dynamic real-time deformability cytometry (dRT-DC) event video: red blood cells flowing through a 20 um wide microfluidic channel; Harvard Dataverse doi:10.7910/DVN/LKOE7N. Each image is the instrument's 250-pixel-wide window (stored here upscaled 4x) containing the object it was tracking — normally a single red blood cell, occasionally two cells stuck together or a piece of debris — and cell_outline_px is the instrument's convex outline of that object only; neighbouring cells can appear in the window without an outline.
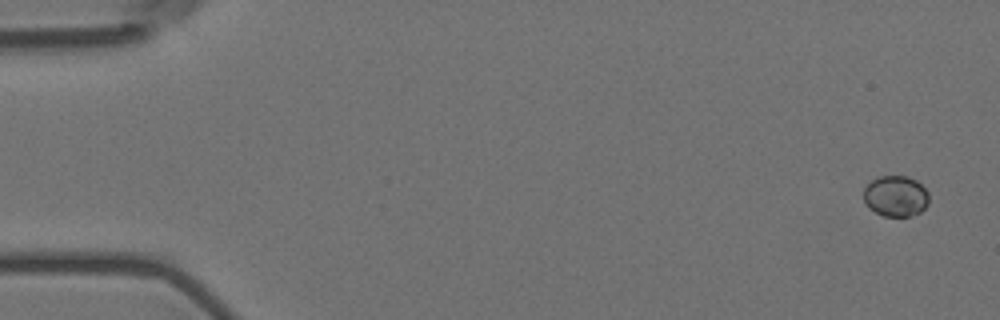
{"species": "Egyptian fruit bat (a non-hibernating species)", "species_latin": "Rousettus aegyptiacus", "temperature_condition": "room temperature", "stored_images_in_passage": 8, "camera_frame_rate_fps": 3000, "um_per_image_px": 0.085, "animal": {"sex": "female"}, "frame": {"image": 1, "passage_image": 1, "time_ms": 0.0, "image_size_px": [1000, 320], "cell_outline_px": [[928, 204], [920, 212], [912, 216], [884, 216], [868, 208], [864, 204], [864, 188], [876, 176], [908, 176], [916, 180], [928, 192]], "centroid_in_image_um": [76.12, 16.67], "position_along_channel_um": 8.9, "area_um2": 15.66}}
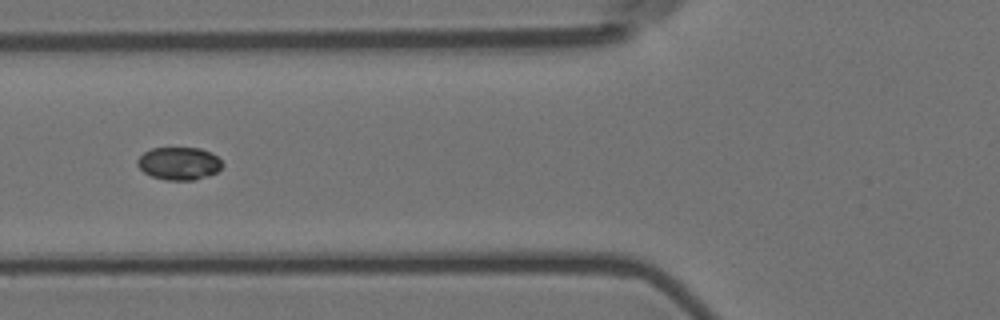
{"frame": {"image": 2, "passage_image": 7, "time_ms": 2.0, "image_size_px": [1000, 320], "cell_outline_px": [[224, 164], [216, 172], [208, 176], [196, 180], [164, 180], [152, 176], [144, 172], [136, 164], [136, 160], [144, 152], [152, 148], [200, 148], [212, 152]], "centroid_in_image_um": [15.22, 13.89], "position_along_channel_um": 110.6, "area_um2": 16.3}}
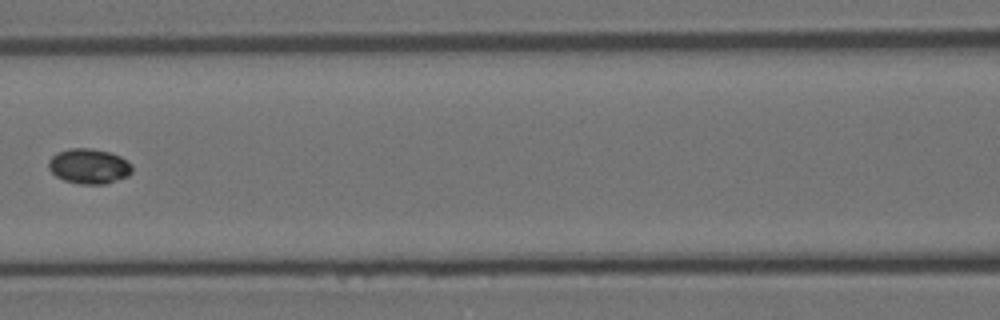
{"frame": {"image": 3, "passage_image": 8, "time_ms": 2.333, "image_size_px": [1000, 320], "cell_outline_px": [[132, 172], [128, 176], [104, 184], [80, 184], [64, 180], [56, 176], [48, 168], [48, 160], [56, 152], [72, 148], [88, 148], [108, 152], [120, 156], [132, 164]], "centroid_in_image_um": [7.55, 14.13], "position_along_channel_um": 159.1, "area_um2": 17.05}}